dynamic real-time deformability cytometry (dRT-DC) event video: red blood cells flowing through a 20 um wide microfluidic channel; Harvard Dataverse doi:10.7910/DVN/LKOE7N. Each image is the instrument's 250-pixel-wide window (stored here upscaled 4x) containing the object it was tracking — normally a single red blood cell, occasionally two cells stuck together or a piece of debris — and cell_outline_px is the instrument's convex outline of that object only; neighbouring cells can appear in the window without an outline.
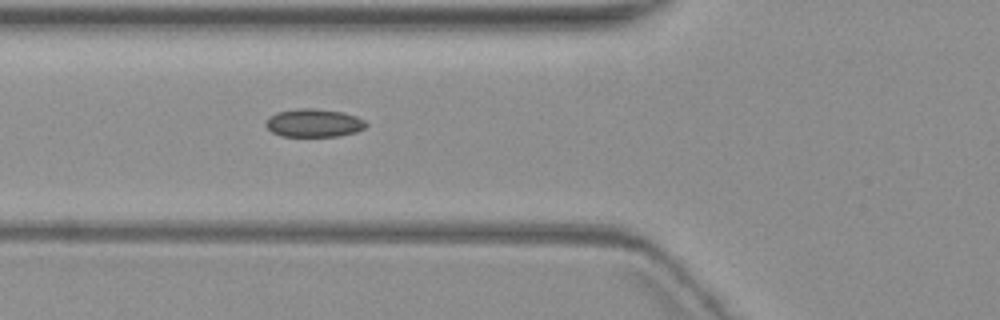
{"species": "common noctule bat (a hibernating species)", "species_latin": "Nyctalus noctula", "temperature_condition": "warm", "stored_images_in_passage": 5, "camera_frame_rate_fps": 3000, "um_per_image_px": 0.085, "animal": {"sex": "female", "body_mass_g": 19.3, "forearm_length_mm": 54.1}, "frame": {"image": 1, "passage_image": 5, "time_ms": 4.667, "image_size_px": [1000, 320], "cell_outline_px": [[368, 124], [364, 128], [356, 132], [336, 136], [280, 136], [272, 132], [264, 124], [268, 116], [276, 112], [296, 108], [316, 108], [340, 112], [356, 116], [364, 120]], "centroid_in_image_um": [26.63, 10.44], "position_along_channel_um": 99.2, "area_um2": 16.53}}